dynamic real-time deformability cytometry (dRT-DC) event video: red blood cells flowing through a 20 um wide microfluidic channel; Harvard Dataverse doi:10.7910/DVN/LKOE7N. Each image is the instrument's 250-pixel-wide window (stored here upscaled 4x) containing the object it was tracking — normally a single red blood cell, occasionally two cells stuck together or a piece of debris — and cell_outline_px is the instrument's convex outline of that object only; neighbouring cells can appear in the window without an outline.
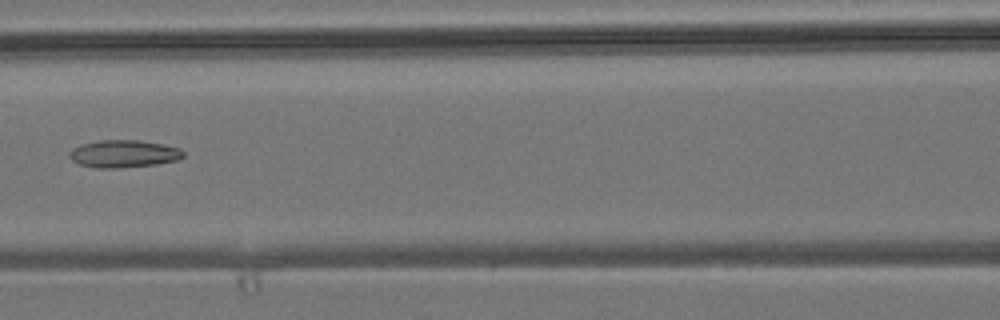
{"species": "common noctule bat (a hibernating species)", "species_latin": "Nyctalus noctula", "temperature_condition": "room temperature", "stored_images_in_passage": 8, "camera_frame_rate_fps": 3000, "um_per_image_px": 0.085, "animal": {"sex": "male", "body_mass_g": 19.2, "forearm_length_mm": 51.8}, "frame": {"image": 1, "passage_image": 7, "time_ms": 7.0, "image_size_px": [1000, 320], "cell_outline_px": [[184, 156], [176, 160], [156, 164], [116, 168], [96, 168], [80, 164], [72, 160], [68, 156], [68, 152], [72, 148], [84, 144], [100, 140], [140, 140], [164, 144], [180, 148], [184, 152]], "centroid_in_image_um": [10.51, 13.06], "position_along_channel_um": 156.1, "area_um2": 18.21}}
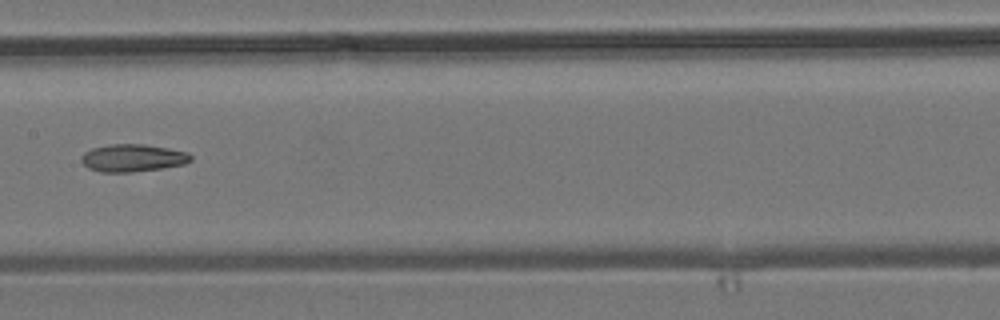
{"frame": {"image": 2, "passage_image": 8, "time_ms": 8.0, "image_size_px": [1000, 320], "cell_outline_px": [[192, 160], [184, 164], [160, 168], [132, 172], [100, 172], [88, 168], [80, 160], [80, 156], [84, 152], [92, 148], [108, 144], [144, 144], [168, 148], [188, 152], [192, 156]], "centroid_in_image_um": [11.26, 13.42], "position_along_channel_um": 196.1, "area_um2": 17.63}}